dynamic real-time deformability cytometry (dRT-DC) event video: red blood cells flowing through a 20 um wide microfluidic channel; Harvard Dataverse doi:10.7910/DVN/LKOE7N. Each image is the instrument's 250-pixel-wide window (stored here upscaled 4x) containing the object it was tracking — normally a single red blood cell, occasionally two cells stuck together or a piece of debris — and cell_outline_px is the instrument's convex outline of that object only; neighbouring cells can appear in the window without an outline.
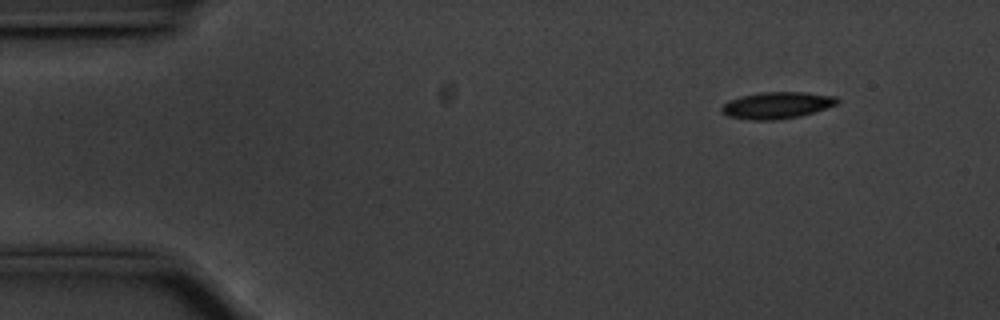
{"species": "common noctule bat (a hibernating species)", "species_latin": "Nyctalus noctula", "temperature_condition": "cold", "stored_images_in_passage": 51, "camera_frame_rate_fps": 3000, "um_per_image_px": 0.085, "animal": {"sex": "male", "body_mass_g": 20.1, "forearm_length_mm": 53.5}, "frame": {"image": 1, "passage_image": 1, "time_ms": 0.0, "image_size_px": [1000, 320], "cell_outline_px": [[840, 100], [836, 104], [800, 116], [772, 120], [752, 120], [728, 116], [720, 108], [728, 100], [740, 96], [764, 92], [804, 92], [836, 96]], "centroid_in_image_um": [66.02, 8.94], "position_along_channel_um": 19.0, "area_um2": 17.74}}
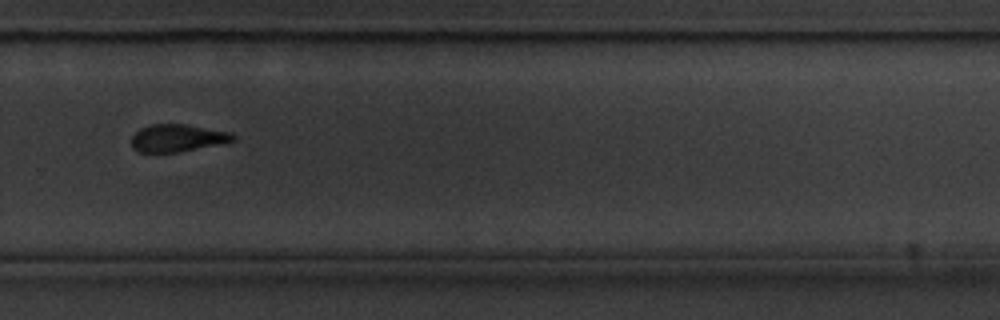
{"frame": {"image": 2, "passage_image": 33, "time_ms": 10.667, "image_size_px": [1000, 320], "cell_outline_px": [[236, 140], [180, 152], [140, 152], [132, 148], [132, 136], [140, 128], [148, 124], [184, 124], [232, 132], [236, 136]], "centroid_in_image_um": [15.08, 11.72], "position_along_channel_um": 314.7, "area_um2": 16.24}}
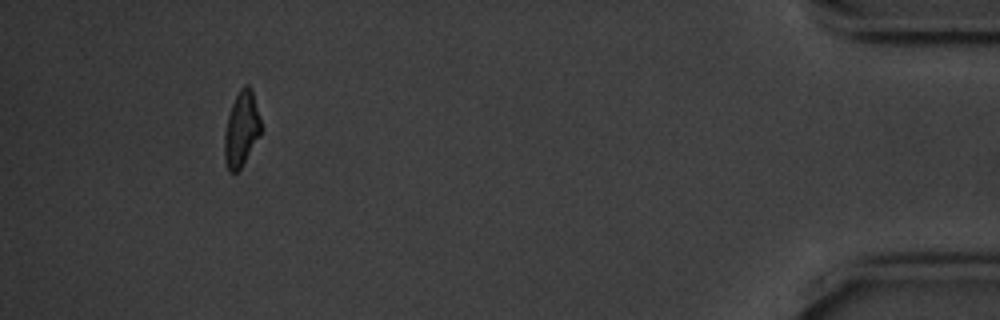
{"frame": {"image": 3, "passage_image": 47, "time_ms": 15.333, "image_size_px": [1000, 320], "cell_outline_px": [[260, 136], [240, 168], [236, 172], [228, 172], [224, 160], [224, 132], [228, 116], [232, 104], [240, 88], [244, 84], [248, 84], [252, 88], [260, 120]], "centroid_in_image_um": [20.5, 10.97], "position_along_channel_um": 414.7, "area_um2": 15.9}, "authors_computed_cell_mechanics": {"area_um2": 17.4556, "velocity_mm_per_s": 3.5508, "shape_relaxation_time_tau1_ms": 3.7407, "shape_relaxation_time_tau2_ms": 6.2224, "deformation_change_tau1": 0.1414, "deformation_change_tau2": 0.1252}}